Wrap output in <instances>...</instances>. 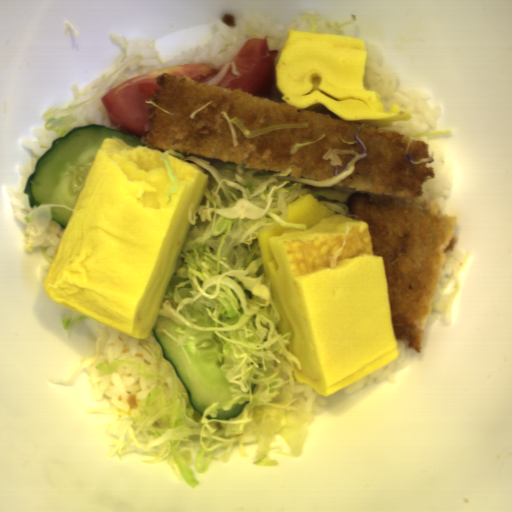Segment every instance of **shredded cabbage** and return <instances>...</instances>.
<instances>
[{
    "label": "shredded cabbage",
    "instance_id": "shredded-cabbage-1",
    "mask_svg": "<svg viewBox=\"0 0 512 512\" xmlns=\"http://www.w3.org/2000/svg\"><path fill=\"white\" fill-rule=\"evenodd\" d=\"M355 132L362 151L330 148L323 156L335 175L326 180L294 177L285 172L258 170L240 164H214L181 152L164 151L159 158L172 181L167 203L178 190L168 156L193 163L209 174L208 185L194 215L196 204L187 207L190 227L168 284L158 316L174 321L177 338L162 328L178 347L194 340V331H208L216 341L224 377L233 400L214 402L201 415L165 357L151 331L141 346V360L101 357L102 335L92 355L85 357L69 379L52 377L53 383L72 385L93 367L100 374L118 365L129 367L147 380H157L140 396L135 407L93 408L89 414H109L113 422L106 435L112 456L141 453L146 463H168L175 476L190 487L199 485L197 474L212 463L226 464L232 451L252 458L257 467L278 466L284 457L302 455L311 434L313 413L297 390L294 364L298 356L287 350L291 332L279 334L280 314L265 276L259 234L277 222L307 231V224L287 222L288 205L301 194L335 213L353 220L347 203L351 191L334 186L367 157L368 148ZM249 402L244 412L229 421H217L218 410Z\"/></svg>",
    "mask_w": 512,
    "mask_h": 512
},
{
    "label": "shredded cabbage",
    "instance_id": "shredded-cabbage-2",
    "mask_svg": "<svg viewBox=\"0 0 512 512\" xmlns=\"http://www.w3.org/2000/svg\"><path fill=\"white\" fill-rule=\"evenodd\" d=\"M52 208H64L73 211L72 208L66 205L41 204L27 214L23 227V247L31 251L35 248L40 249L50 265L66 230V228L51 220Z\"/></svg>",
    "mask_w": 512,
    "mask_h": 512
},
{
    "label": "shredded cabbage",
    "instance_id": "shredded-cabbage-3",
    "mask_svg": "<svg viewBox=\"0 0 512 512\" xmlns=\"http://www.w3.org/2000/svg\"><path fill=\"white\" fill-rule=\"evenodd\" d=\"M141 60L138 56L120 65L116 71L110 76L97 95L82 102L75 107L49 109L43 114L42 119L45 120V127L51 132H58L60 138L65 136L70 129V125L77 114L86 106L99 105L104 106L103 97L105 94L126 83L125 72L135 62Z\"/></svg>",
    "mask_w": 512,
    "mask_h": 512
},
{
    "label": "shredded cabbage",
    "instance_id": "shredded-cabbage-4",
    "mask_svg": "<svg viewBox=\"0 0 512 512\" xmlns=\"http://www.w3.org/2000/svg\"><path fill=\"white\" fill-rule=\"evenodd\" d=\"M465 257L460 263V265L455 270L449 284L446 288L440 292H436L432 310H437L441 314V318L445 323H449L451 321L452 315V307L457 296V293L460 289V283L458 281L459 275L462 270L466 267L469 262L470 252L464 253Z\"/></svg>",
    "mask_w": 512,
    "mask_h": 512
},
{
    "label": "shredded cabbage",
    "instance_id": "shredded-cabbage-5",
    "mask_svg": "<svg viewBox=\"0 0 512 512\" xmlns=\"http://www.w3.org/2000/svg\"><path fill=\"white\" fill-rule=\"evenodd\" d=\"M220 113L226 119V121L230 127L234 147L239 144L235 126L241 130L244 138H247V139L258 136V135H262V134H265L268 132H272L275 130H279L282 128H307L308 127L307 123H295L294 122V123H286V124H279V125H271V126H267V127H263V128H259V129H247L246 127H244L242 125V123L239 121L238 118H230V116L228 115L226 110L221 111Z\"/></svg>",
    "mask_w": 512,
    "mask_h": 512
},
{
    "label": "shredded cabbage",
    "instance_id": "shredded-cabbage-6",
    "mask_svg": "<svg viewBox=\"0 0 512 512\" xmlns=\"http://www.w3.org/2000/svg\"><path fill=\"white\" fill-rule=\"evenodd\" d=\"M86 318H90V317L82 315L72 309V311L70 313L62 315V327L67 332V334L70 336L74 324L77 321H80V320H83Z\"/></svg>",
    "mask_w": 512,
    "mask_h": 512
},
{
    "label": "shredded cabbage",
    "instance_id": "shredded-cabbage-7",
    "mask_svg": "<svg viewBox=\"0 0 512 512\" xmlns=\"http://www.w3.org/2000/svg\"><path fill=\"white\" fill-rule=\"evenodd\" d=\"M421 136L448 137L453 136V131H451L450 129H431Z\"/></svg>",
    "mask_w": 512,
    "mask_h": 512
}]
</instances>
